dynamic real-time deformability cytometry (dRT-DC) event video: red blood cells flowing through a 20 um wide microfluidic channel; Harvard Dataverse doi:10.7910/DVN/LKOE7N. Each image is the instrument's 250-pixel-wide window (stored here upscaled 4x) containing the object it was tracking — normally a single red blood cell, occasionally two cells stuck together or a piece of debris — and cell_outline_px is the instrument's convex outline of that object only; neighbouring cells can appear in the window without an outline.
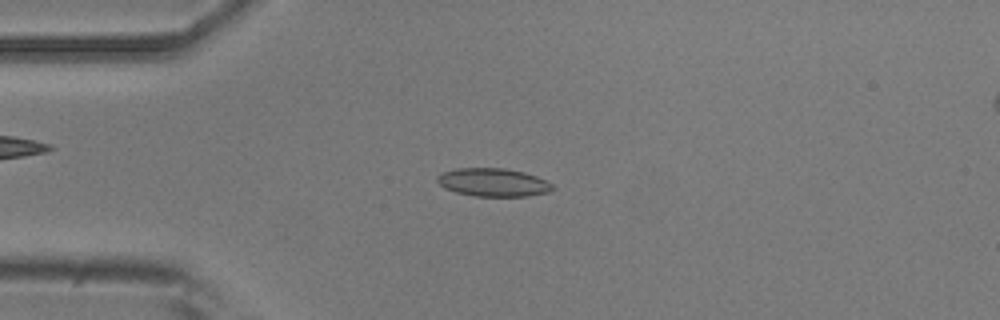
{"species": "common noctule bat (a hibernating species)", "species_latin": "Nyctalus noctula", "temperature_condition": "room temperature", "stored_images_in_passage": 5, "camera_frame_rate_fps": 3000, "um_per_image_px": 0.085, "animal": {"sex": "male", "body_mass_g": 20.5, "forearm_length_mm": 52.5}, "frame": {"image": 1, "passage_image": 1, "time_ms": 0.0, "image_size_px": [1000, 320], "cell_outline_px": [[556, 188], [548, 192], [528, 196], [476, 196], [456, 192], [444, 188], [436, 180], [436, 176], [444, 172], [456, 168], [504, 168], [524, 172], [536, 176], [552, 184]], "centroid_in_image_um": [41.92, 15.5], "position_along_channel_um": 43.1, "area_um2": 18.9}}
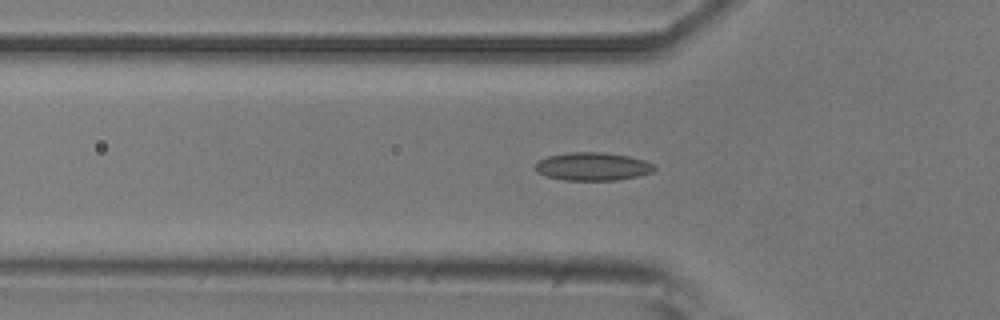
{"frame": {"image": 2, "passage_image": 5, "time_ms": 1.333, "image_size_px": [1000, 320], "cell_outline_px": [[656, 168], [652, 172], [636, 176], [616, 180], [564, 180], [548, 176], [536, 172], [536, 160], [548, 156], [568, 152], [604, 152], [628, 156], [644, 160], [652, 164]], "centroid_in_image_um": [50.34, 14.14], "position_along_channel_um": 75.5, "area_um2": 19.42}}